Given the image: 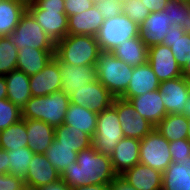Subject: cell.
Listing matches in <instances>:
<instances>
[{
    "instance_id": "cell-1",
    "label": "cell",
    "mask_w": 190,
    "mask_h": 190,
    "mask_svg": "<svg viewBox=\"0 0 190 190\" xmlns=\"http://www.w3.org/2000/svg\"><path fill=\"white\" fill-rule=\"evenodd\" d=\"M117 176L110 157L97 152L92 145L78 153L76 161L61 174V179L74 188L89 184L109 185Z\"/></svg>"
},
{
    "instance_id": "cell-2",
    "label": "cell",
    "mask_w": 190,
    "mask_h": 190,
    "mask_svg": "<svg viewBox=\"0 0 190 190\" xmlns=\"http://www.w3.org/2000/svg\"><path fill=\"white\" fill-rule=\"evenodd\" d=\"M100 53L95 36L67 34L56 43L54 57L60 64L96 65Z\"/></svg>"
},
{
    "instance_id": "cell-3",
    "label": "cell",
    "mask_w": 190,
    "mask_h": 190,
    "mask_svg": "<svg viewBox=\"0 0 190 190\" xmlns=\"http://www.w3.org/2000/svg\"><path fill=\"white\" fill-rule=\"evenodd\" d=\"M27 11L56 44L68 33V17L64 0H31Z\"/></svg>"
},
{
    "instance_id": "cell-4",
    "label": "cell",
    "mask_w": 190,
    "mask_h": 190,
    "mask_svg": "<svg viewBox=\"0 0 190 190\" xmlns=\"http://www.w3.org/2000/svg\"><path fill=\"white\" fill-rule=\"evenodd\" d=\"M69 105V96L63 90L47 96H32L21 109L22 119L41 120L55 128L63 124Z\"/></svg>"
},
{
    "instance_id": "cell-5",
    "label": "cell",
    "mask_w": 190,
    "mask_h": 190,
    "mask_svg": "<svg viewBox=\"0 0 190 190\" xmlns=\"http://www.w3.org/2000/svg\"><path fill=\"white\" fill-rule=\"evenodd\" d=\"M133 68L115 57L112 52L101 51L96 62L98 81L116 98L127 90Z\"/></svg>"
},
{
    "instance_id": "cell-6",
    "label": "cell",
    "mask_w": 190,
    "mask_h": 190,
    "mask_svg": "<svg viewBox=\"0 0 190 190\" xmlns=\"http://www.w3.org/2000/svg\"><path fill=\"white\" fill-rule=\"evenodd\" d=\"M19 50L25 47L55 52L56 44L26 10L15 29L5 36Z\"/></svg>"
},
{
    "instance_id": "cell-7",
    "label": "cell",
    "mask_w": 190,
    "mask_h": 190,
    "mask_svg": "<svg viewBox=\"0 0 190 190\" xmlns=\"http://www.w3.org/2000/svg\"><path fill=\"white\" fill-rule=\"evenodd\" d=\"M139 33V25L121 13L115 17L104 19L95 37L101 51L112 52L120 43L138 37Z\"/></svg>"
},
{
    "instance_id": "cell-8",
    "label": "cell",
    "mask_w": 190,
    "mask_h": 190,
    "mask_svg": "<svg viewBox=\"0 0 190 190\" xmlns=\"http://www.w3.org/2000/svg\"><path fill=\"white\" fill-rule=\"evenodd\" d=\"M123 137L118 113L113 106L98 113L97 128L92 137V145L97 152L110 157Z\"/></svg>"
},
{
    "instance_id": "cell-9",
    "label": "cell",
    "mask_w": 190,
    "mask_h": 190,
    "mask_svg": "<svg viewBox=\"0 0 190 190\" xmlns=\"http://www.w3.org/2000/svg\"><path fill=\"white\" fill-rule=\"evenodd\" d=\"M139 163L162 173L172 163L169 141L156 128L140 140Z\"/></svg>"
},
{
    "instance_id": "cell-10",
    "label": "cell",
    "mask_w": 190,
    "mask_h": 190,
    "mask_svg": "<svg viewBox=\"0 0 190 190\" xmlns=\"http://www.w3.org/2000/svg\"><path fill=\"white\" fill-rule=\"evenodd\" d=\"M112 106L117 110L124 137L141 140L155 128L152 123L134 109L129 100L116 97Z\"/></svg>"
},
{
    "instance_id": "cell-11",
    "label": "cell",
    "mask_w": 190,
    "mask_h": 190,
    "mask_svg": "<svg viewBox=\"0 0 190 190\" xmlns=\"http://www.w3.org/2000/svg\"><path fill=\"white\" fill-rule=\"evenodd\" d=\"M159 92L167 114H183L190 95V81L183 75L160 82Z\"/></svg>"
},
{
    "instance_id": "cell-12",
    "label": "cell",
    "mask_w": 190,
    "mask_h": 190,
    "mask_svg": "<svg viewBox=\"0 0 190 190\" xmlns=\"http://www.w3.org/2000/svg\"><path fill=\"white\" fill-rule=\"evenodd\" d=\"M154 74L160 82L183 76L170 47L163 44L148 48V59Z\"/></svg>"
},
{
    "instance_id": "cell-13",
    "label": "cell",
    "mask_w": 190,
    "mask_h": 190,
    "mask_svg": "<svg viewBox=\"0 0 190 190\" xmlns=\"http://www.w3.org/2000/svg\"><path fill=\"white\" fill-rule=\"evenodd\" d=\"M69 99L70 103L100 113L112 106L115 97L99 81H96L77 89Z\"/></svg>"
},
{
    "instance_id": "cell-14",
    "label": "cell",
    "mask_w": 190,
    "mask_h": 190,
    "mask_svg": "<svg viewBox=\"0 0 190 190\" xmlns=\"http://www.w3.org/2000/svg\"><path fill=\"white\" fill-rule=\"evenodd\" d=\"M61 69V90L69 98L76 93L77 89L86 86L88 83L98 81L96 65H68L60 64Z\"/></svg>"
},
{
    "instance_id": "cell-15",
    "label": "cell",
    "mask_w": 190,
    "mask_h": 190,
    "mask_svg": "<svg viewBox=\"0 0 190 190\" xmlns=\"http://www.w3.org/2000/svg\"><path fill=\"white\" fill-rule=\"evenodd\" d=\"M30 90L33 97L47 96L61 90L60 62L53 57L38 73L30 76Z\"/></svg>"
},
{
    "instance_id": "cell-16",
    "label": "cell",
    "mask_w": 190,
    "mask_h": 190,
    "mask_svg": "<svg viewBox=\"0 0 190 190\" xmlns=\"http://www.w3.org/2000/svg\"><path fill=\"white\" fill-rule=\"evenodd\" d=\"M59 179H61V174L46 156L34 153L28 167V173L24 178L26 189L35 190Z\"/></svg>"
},
{
    "instance_id": "cell-17",
    "label": "cell",
    "mask_w": 190,
    "mask_h": 190,
    "mask_svg": "<svg viewBox=\"0 0 190 190\" xmlns=\"http://www.w3.org/2000/svg\"><path fill=\"white\" fill-rule=\"evenodd\" d=\"M119 176L137 190H162V172L140 163Z\"/></svg>"
},
{
    "instance_id": "cell-18",
    "label": "cell",
    "mask_w": 190,
    "mask_h": 190,
    "mask_svg": "<svg viewBox=\"0 0 190 190\" xmlns=\"http://www.w3.org/2000/svg\"><path fill=\"white\" fill-rule=\"evenodd\" d=\"M170 24L164 10L150 13L140 24V38L149 48L154 45L162 44Z\"/></svg>"
},
{
    "instance_id": "cell-19",
    "label": "cell",
    "mask_w": 190,
    "mask_h": 190,
    "mask_svg": "<svg viewBox=\"0 0 190 190\" xmlns=\"http://www.w3.org/2000/svg\"><path fill=\"white\" fill-rule=\"evenodd\" d=\"M139 154L140 140L123 137L110 156L113 169L117 175H121L125 170L139 164Z\"/></svg>"
},
{
    "instance_id": "cell-20",
    "label": "cell",
    "mask_w": 190,
    "mask_h": 190,
    "mask_svg": "<svg viewBox=\"0 0 190 190\" xmlns=\"http://www.w3.org/2000/svg\"><path fill=\"white\" fill-rule=\"evenodd\" d=\"M159 85L160 81L154 74L150 64L146 62L133 68L132 78L121 98L129 100L138 95L158 90Z\"/></svg>"
},
{
    "instance_id": "cell-21",
    "label": "cell",
    "mask_w": 190,
    "mask_h": 190,
    "mask_svg": "<svg viewBox=\"0 0 190 190\" xmlns=\"http://www.w3.org/2000/svg\"><path fill=\"white\" fill-rule=\"evenodd\" d=\"M129 101L134 109L154 126L167 115L159 90L138 95Z\"/></svg>"
},
{
    "instance_id": "cell-22",
    "label": "cell",
    "mask_w": 190,
    "mask_h": 190,
    "mask_svg": "<svg viewBox=\"0 0 190 190\" xmlns=\"http://www.w3.org/2000/svg\"><path fill=\"white\" fill-rule=\"evenodd\" d=\"M104 19L94 4L90 9L68 17L67 34L96 36Z\"/></svg>"
},
{
    "instance_id": "cell-23",
    "label": "cell",
    "mask_w": 190,
    "mask_h": 190,
    "mask_svg": "<svg viewBox=\"0 0 190 190\" xmlns=\"http://www.w3.org/2000/svg\"><path fill=\"white\" fill-rule=\"evenodd\" d=\"M27 130V147L35 154H45L47 148L54 141L55 128L35 119H24Z\"/></svg>"
},
{
    "instance_id": "cell-24",
    "label": "cell",
    "mask_w": 190,
    "mask_h": 190,
    "mask_svg": "<svg viewBox=\"0 0 190 190\" xmlns=\"http://www.w3.org/2000/svg\"><path fill=\"white\" fill-rule=\"evenodd\" d=\"M7 86V99L22 109L32 97L29 79L23 71L18 69L4 75Z\"/></svg>"
},
{
    "instance_id": "cell-25",
    "label": "cell",
    "mask_w": 190,
    "mask_h": 190,
    "mask_svg": "<svg viewBox=\"0 0 190 190\" xmlns=\"http://www.w3.org/2000/svg\"><path fill=\"white\" fill-rule=\"evenodd\" d=\"M55 56V52L25 47L18 50L17 69L32 76L40 72Z\"/></svg>"
},
{
    "instance_id": "cell-26",
    "label": "cell",
    "mask_w": 190,
    "mask_h": 190,
    "mask_svg": "<svg viewBox=\"0 0 190 190\" xmlns=\"http://www.w3.org/2000/svg\"><path fill=\"white\" fill-rule=\"evenodd\" d=\"M98 113L88 107L70 103L63 124L73 126L93 137L97 128Z\"/></svg>"
},
{
    "instance_id": "cell-27",
    "label": "cell",
    "mask_w": 190,
    "mask_h": 190,
    "mask_svg": "<svg viewBox=\"0 0 190 190\" xmlns=\"http://www.w3.org/2000/svg\"><path fill=\"white\" fill-rule=\"evenodd\" d=\"M112 53L131 67L145 64L148 59V47L141 40L140 35L120 43Z\"/></svg>"
},
{
    "instance_id": "cell-28",
    "label": "cell",
    "mask_w": 190,
    "mask_h": 190,
    "mask_svg": "<svg viewBox=\"0 0 190 190\" xmlns=\"http://www.w3.org/2000/svg\"><path fill=\"white\" fill-rule=\"evenodd\" d=\"M162 44L170 47L181 69L190 61V35L184 33L181 27L172 25Z\"/></svg>"
},
{
    "instance_id": "cell-29",
    "label": "cell",
    "mask_w": 190,
    "mask_h": 190,
    "mask_svg": "<svg viewBox=\"0 0 190 190\" xmlns=\"http://www.w3.org/2000/svg\"><path fill=\"white\" fill-rule=\"evenodd\" d=\"M155 128L169 142L187 139L189 119L184 114H167Z\"/></svg>"
},
{
    "instance_id": "cell-30",
    "label": "cell",
    "mask_w": 190,
    "mask_h": 190,
    "mask_svg": "<svg viewBox=\"0 0 190 190\" xmlns=\"http://www.w3.org/2000/svg\"><path fill=\"white\" fill-rule=\"evenodd\" d=\"M54 138L60 145L74 148V151L78 153L92 146V137L89 134L65 124L55 127Z\"/></svg>"
},
{
    "instance_id": "cell-31",
    "label": "cell",
    "mask_w": 190,
    "mask_h": 190,
    "mask_svg": "<svg viewBox=\"0 0 190 190\" xmlns=\"http://www.w3.org/2000/svg\"><path fill=\"white\" fill-rule=\"evenodd\" d=\"M27 4L13 0H0V37L8 35L15 29L27 10Z\"/></svg>"
},
{
    "instance_id": "cell-32",
    "label": "cell",
    "mask_w": 190,
    "mask_h": 190,
    "mask_svg": "<svg viewBox=\"0 0 190 190\" xmlns=\"http://www.w3.org/2000/svg\"><path fill=\"white\" fill-rule=\"evenodd\" d=\"M27 138L26 122L21 119L0 131V149L7 151L26 147L28 145Z\"/></svg>"
},
{
    "instance_id": "cell-33",
    "label": "cell",
    "mask_w": 190,
    "mask_h": 190,
    "mask_svg": "<svg viewBox=\"0 0 190 190\" xmlns=\"http://www.w3.org/2000/svg\"><path fill=\"white\" fill-rule=\"evenodd\" d=\"M190 166L171 163L162 173V190H188Z\"/></svg>"
},
{
    "instance_id": "cell-34",
    "label": "cell",
    "mask_w": 190,
    "mask_h": 190,
    "mask_svg": "<svg viewBox=\"0 0 190 190\" xmlns=\"http://www.w3.org/2000/svg\"><path fill=\"white\" fill-rule=\"evenodd\" d=\"M163 10L171 25L181 27L190 35V2L168 0Z\"/></svg>"
},
{
    "instance_id": "cell-35",
    "label": "cell",
    "mask_w": 190,
    "mask_h": 190,
    "mask_svg": "<svg viewBox=\"0 0 190 190\" xmlns=\"http://www.w3.org/2000/svg\"><path fill=\"white\" fill-rule=\"evenodd\" d=\"M44 155L58 172L62 174L68 165L76 161L78 152H75L74 148L60 145V143L54 139Z\"/></svg>"
},
{
    "instance_id": "cell-36",
    "label": "cell",
    "mask_w": 190,
    "mask_h": 190,
    "mask_svg": "<svg viewBox=\"0 0 190 190\" xmlns=\"http://www.w3.org/2000/svg\"><path fill=\"white\" fill-rule=\"evenodd\" d=\"M9 173L24 180L30 161L34 155L27 146L17 150H7Z\"/></svg>"
},
{
    "instance_id": "cell-37",
    "label": "cell",
    "mask_w": 190,
    "mask_h": 190,
    "mask_svg": "<svg viewBox=\"0 0 190 190\" xmlns=\"http://www.w3.org/2000/svg\"><path fill=\"white\" fill-rule=\"evenodd\" d=\"M18 49L5 36L0 37V75L17 69Z\"/></svg>"
},
{
    "instance_id": "cell-38",
    "label": "cell",
    "mask_w": 190,
    "mask_h": 190,
    "mask_svg": "<svg viewBox=\"0 0 190 190\" xmlns=\"http://www.w3.org/2000/svg\"><path fill=\"white\" fill-rule=\"evenodd\" d=\"M22 119V111L7 98L0 100V131Z\"/></svg>"
},
{
    "instance_id": "cell-39",
    "label": "cell",
    "mask_w": 190,
    "mask_h": 190,
    "mask_svg": "<svg viewBox=\"0 0 190 190\" xmlns=\"http://www.w3.org/2000/svg\"><path fill=\"white\" fill-rule=\"evenodd\" d=\"M122 13L139 26L151 13L141 0H122Z\"/></svg>"
},
{
    "instance_id": "cell-40",
    "label": "cell",
    "mask_w": 190,
    "mask_h": 190,
    "mask_svg": "<svg viewBox=\"0 0 190 190\" xmlns=\"http://www.w3.org/2000/svg\"><path fill=\"white\" fill-rule=\"evenodd\" d=\"M169 150L173 163L190 166V142L187 139L169 142Z\"/></svg>"
},
{
    "instance_id": "cell-41",
    "label": "cell",
    "mask_w": 190,
    "mask_h": 190,
    "mask_svg": "<svg viewBox=\"0 0 190 190\" xmlns=\"http://www.w3.org/2000/svg\"><path fill=\"white\" fill-rule=\"evenodd\" d=\"M95 5L105 19L115 17L122 13V0H100Z\"/></svg>"
},
{
    "instance_id": "cell-42",
    "label": "cell",
    "mask_w": 190,
    "mask_h": 190,
    "mask_svg": "<svg viewBox=\"0 0 190 190\" xmlns=\"http://www.w3.org/2000/svg\"><path fill=\"white\" fill-rule=\"evenodd\" d=\"M95 3L92 0H64L67 17L90 9Z\"/></svg>"
},
{
    "instance_id": "cell-43",
    "label": "cell",
    "mask_w": 190,
    "mask_h": 190,
    "mask_svg": "<svg viewBox=\"0 0 190 190\" xmlns=\"http://www.w3.org/2000/svg\"><path fill=\"white\" fill-rule=\"evenodd\" d=\"M0 190H27L24 180L10 173L0 175Z\"/></svg>"
},
{
    "instance_id": "cell-44",
    "label": "cell",
    "mask_w": 190,
    "mask_h": 190,
    "mask_svg": "<svg viewBox=\"0 0 190 190\" xmlns=\"http://www.w3.org/2000/svg\"><path fill=\"white\" fill-rule=\"evenodd\" d=\"M108 190H137L128 184L119 175L108 185Z\"/></svg>"
},
{
    "instance_id": "cell-45",
    "label": "cell",
    "mask_w": 190,
    "mask_h": 190,
    "mask_svg": "<svg viewBox=\"0 0 190 190\" xmlns=\"http://www.w3.org/2000/svg\"><path fill=\"white\" fill-rule=\"evenodd\" d=\"M142 3L149 9V11L152 12H159L162 11L168 0H141Z\"/></svg>"
},
{
    "instance_id": "cell-46",
    "label": "cell",
    "mask_w": 190,
    "mask_h": 190,
    "mask_svg": "<svg viewBox=\"0 0 190 190\" xmlns=\"http://www.w3.org/2000/svg\"><path fill=\"white\" fill-rule=\"evenodd\" d=\"M35 190H72V188L62 179L49 183L48 185L38 187Z\"/></svg>"
},
{
    "instance_id": "cell-47",
    "label": "cell",
    "mask_w": 190,
    "mask_h": 190,
    "mask_svg": "<svg viewBox=\"0 0 190 190\" xmlns=\"http://www.w3.org/2000/svg\"><path fill=\"white\" fill-rule=\"evenodd\" d=\"M8 154L0 149V175L9 173Z\"/></svg>"
},
{
    "instance_id": "cell-48",
    "label": "cell",
    "mask_w": 190,
    "mask_h": 190,
    "mask_svg": "<svg viewBox=\"0 0 190 190\" xmlns=\"http://www.w3.org/2000/svg\"><path fill=\"white\" fill-rule=\"evenodd\" d=\"M72 190H108V185L106 184H89L82 187H74Z\"/></svg>"
},
{
    "instance_id": "cell-49",
    "label": "cell",
    "mask_w": 190,
    "mask_h": 190,
    "mask_svg": "<svg viewBox=\"0 0 190 190\" xmlns=\"http://www.w3.org/2000/svg\"><path fill=\"white\" fill-rule=\"evenodd\" d=\"M4 98H7L6 79L3 75H0V100Z\"/></svg>"
},
{
    "instance_id": "cell-50",
    "label": "cell",
    "mask_w": 190,
    "mask_h": 190,
    "mask_svg": "<svg viewBox=\"0 0 190 190\" xmlns=\"http://www.w3.org/2000/svg\"><path fill=\"white\" fill-rule=\"evenodd\" d=\"M182 74L190 81V61H187L182 68Z\"/></svg>"
},
{
    "instance_id": "cell-51",
    "label": "cell",
    "mask_w": 190,
    "mask_h": 190,
    "mask_svg": "<svg viewBox=\"0 0 190 190\" xmlns=\"http://www.w3.org/2000/svg\"><path fill=\"white\" fill-rule=\"evenodd\" d=\"M184 108H185V110H184V115L188 118V119H190V95H189V99H188V101H187V103L184 105Z\"/></svg>"
},
{
    "instance_id": "cell-52",
    "label": "cell",
    "mask_w": 190,
    "mask_h": 190,
    "mask_svg": "<svg viewBox=\"0 0 190 190\" xmlns=\"http://www.w3.org/2000/svg\"><path fill=\"white\" fill-rule=\"evenodd\" d=\"M13 1H18V2H22V3H29L31 0H13Z\"/></svg>"
},
{
    "instance_id": "cell-53",
    "label": "cell",
    "mask_w": 190,
    "mask_h": 190,
    "mask_svg": "<svg viewBox=\"0 0 190 190\" xmlns=\"http://www.w3.org/2000/svg\"><path fill=\"white\" fill-rule=\"evenodd\" d=\"M187 140L190 142V119H189V131H188V137Z\"/></svg>"
},
{
    "instance_id": "cell-54",
    "label": "cell",
    "mask_w": 190,
    "mask_h": 190,
    "mask_svg": "<svg viewBox=\"0 0 190 190\" xmlns=\"http://www.w3.org/2000/svg\"><path fill=\"white\" fill-rule=\"evenodd\" d=\"M188 190H190V175H188Z\"/></svg>"
},
{
    "instance_id": "cell-55",
    "label": "cell",
    "mask_w": 190,
    "mask_h": 190,
    "mask_svg": "<svg viewBox=\"0 0 190 190\" xmlns=\"http://www.w3.org/2000/svg\"><path fill=\"white\" fill-rule=\"evenodd\" d=\"M179 1L190 2V0H179Z\"/></svg>"
}]
</instances>
